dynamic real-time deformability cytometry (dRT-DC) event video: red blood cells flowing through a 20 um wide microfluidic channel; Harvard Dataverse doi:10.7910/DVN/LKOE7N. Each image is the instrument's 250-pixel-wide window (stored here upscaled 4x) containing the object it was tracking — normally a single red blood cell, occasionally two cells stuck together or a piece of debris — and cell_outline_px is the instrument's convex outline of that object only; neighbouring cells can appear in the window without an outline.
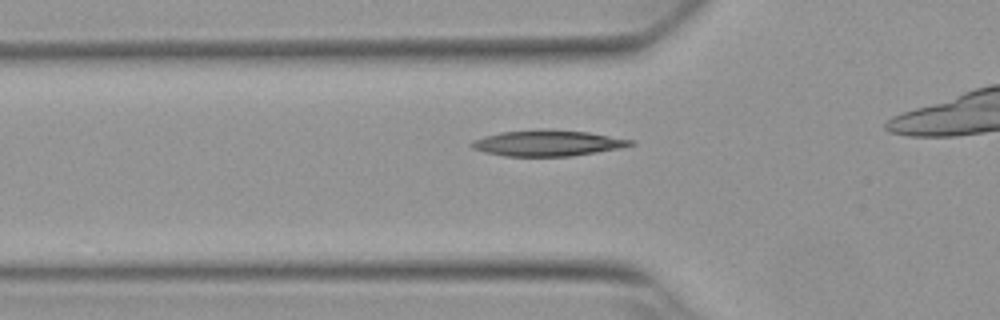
{"species": "Egyptian fruit bat (a non-hibernating species)", "species_latin": "Rousettus aegyptiacus", "temperature_condition": "warm", "stored_images_in_passage": 36, "camera_frame_rate_fps": 3000, "um_per_image_px": 0.085, "animal": {"sex": "female"}, "frame": {"image": 1, "passage_image": 11, "time_ms": 3.333, "image_size_px": [1000, 320], "cell_outline_px": [[636, 144], [620, 148], [572, 156], [504, 156], [484, 152], [472, 148], [468, 144], [472, 140], [484, 136], [500, 132], [540, 128], [544, 128], [588, 132], [636, 140]], "centroid_in_image_um": [46.54, 12.15], "position_along_channel_um": 79.3, "area_um2": 24.39}}
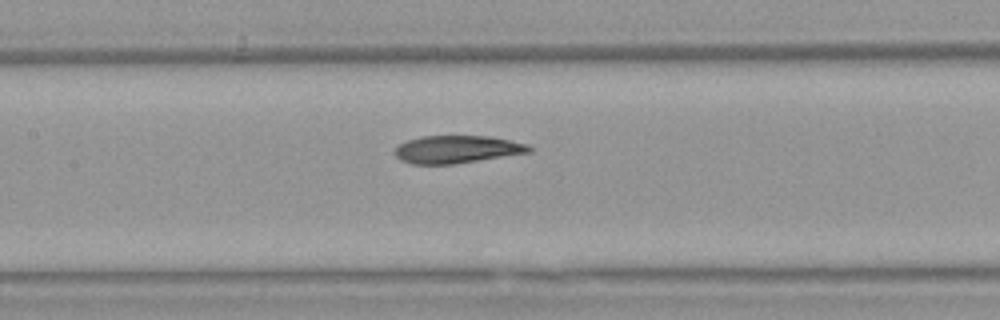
{"frame": {"image": 2, "passage_image": 18, "time_ms": 5.667, "image_size_px": [1000, 320], "cell_outline_px": [[532, 152], [456, 164], [412, 164], [400, 160], [392, 152], [400, 144], [408, 140], [424, 136], [492, 136], [528, 144], [532, 148]], "centroid_in_image_um": [38.86, 12.7], "position_along_channel_um": 168.5, "area_um2": 21.79}}
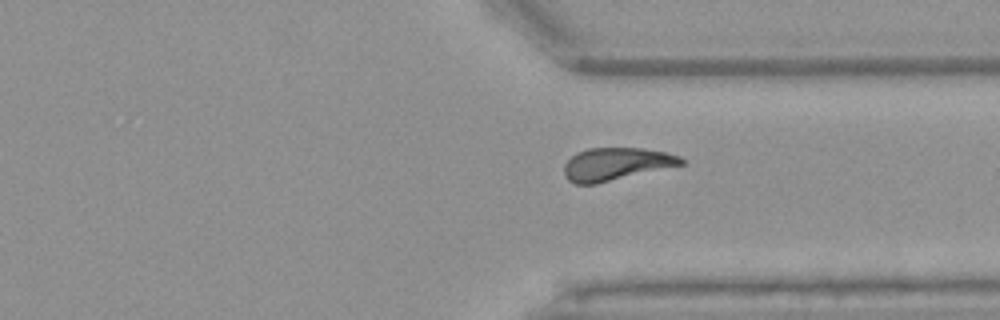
{"frame": {"image": 3, "passage_image": 33, "time_ms": 10.667, "image_size_px": [1000, 320], "cell_outline_px": [[684, 164], [596, 184], [576, 184], [568, 180], [564, 176], [564, 164], [576, 152], [588, 148], [644, 148], [664, 152], [680, 156], [684, 160]], "centroid_in_image_um": [52.34, 13.94], "position_along_channel_um": 359.1, "area_um2": 22.25}}